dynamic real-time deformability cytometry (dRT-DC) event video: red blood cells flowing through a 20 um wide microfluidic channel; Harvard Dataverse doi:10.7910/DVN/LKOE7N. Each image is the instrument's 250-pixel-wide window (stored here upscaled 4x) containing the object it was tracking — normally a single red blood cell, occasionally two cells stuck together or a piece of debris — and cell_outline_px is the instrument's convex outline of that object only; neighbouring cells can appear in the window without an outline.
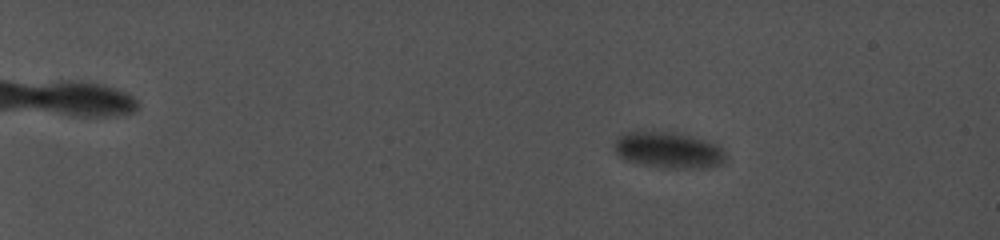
{"species": "common noctule bat (a hibernating species)", "species_latin": "Nyctalus noctula", "temperature_condition": "cold", "stored_images_in_passage": 46, "camera_frame_rate_fps": 5000, "um_per_image_px": 0.085, "animal": {"sex": "female", "body_mass_g": 19.0, "forearm_length_mm": 56.7}, "frame": {"image": 1, "passage_image": 12, "time_ms": 5.2, "image_size_px": [1000, 240], "cell_outline_px": [[716, 160], [680, 164], [672, 164], [624, 156], [616, 148], [624, 140], [684, 140], [700, 144], [712, 148], [716, 152]], "centroid_in_image_um": [56.72, 12.85], "position_along_channel_um": 28.3, "area_um2": 13.47}}
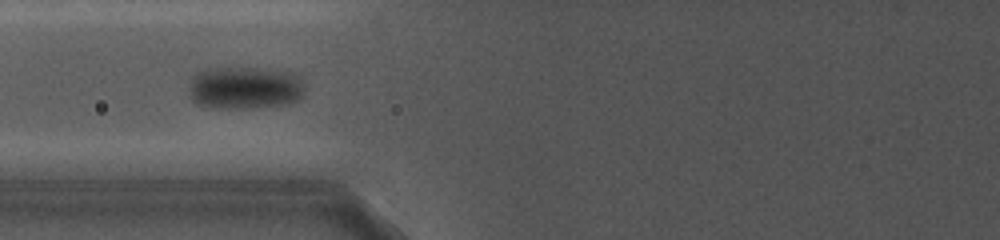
{"frame": {"image": 2, "passage_image": 29, "time_ms": 12.8, "image_size_px": [1000, 240], "cell_outline_px": [[300, 100], [280, 104], [244, 108], [208, 108], [192, 100], [192, 84], [196, 76], [204, 68], [240, 64], [268, 68], [288, 72], [296, 76], [300, 88]], "centroid_in_image_um": [20.75, 7.4], "position_along_channel_um": 105.1, "area_um2": 28.67}}
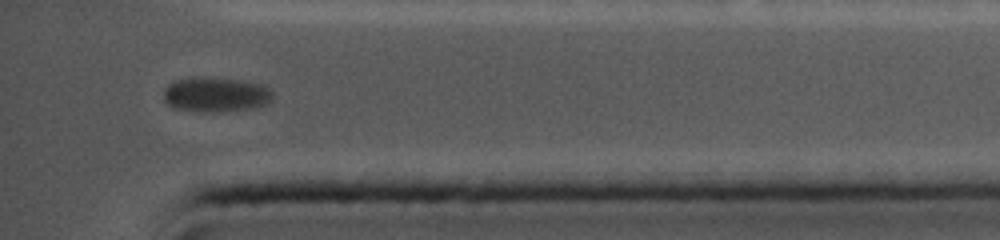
{"frame": {"image": 3, "passage_image": 46, "time_ms": 21.6, "image_size_px": [1000, 240], "cell_outline_px": [[272, 96], [268, 100], [252, 108], [216, 112], [196, 112], [176, 108], [168, 104], [164, 100], [164, 88], [168, 84], [176, 80], [248, 80], [260, 84], [268, 88], [272, 92]], "centroid_in_image_um": [18.31, 8.08], "position_along_channel_um": 416.9, "area_um2": 21.1}}